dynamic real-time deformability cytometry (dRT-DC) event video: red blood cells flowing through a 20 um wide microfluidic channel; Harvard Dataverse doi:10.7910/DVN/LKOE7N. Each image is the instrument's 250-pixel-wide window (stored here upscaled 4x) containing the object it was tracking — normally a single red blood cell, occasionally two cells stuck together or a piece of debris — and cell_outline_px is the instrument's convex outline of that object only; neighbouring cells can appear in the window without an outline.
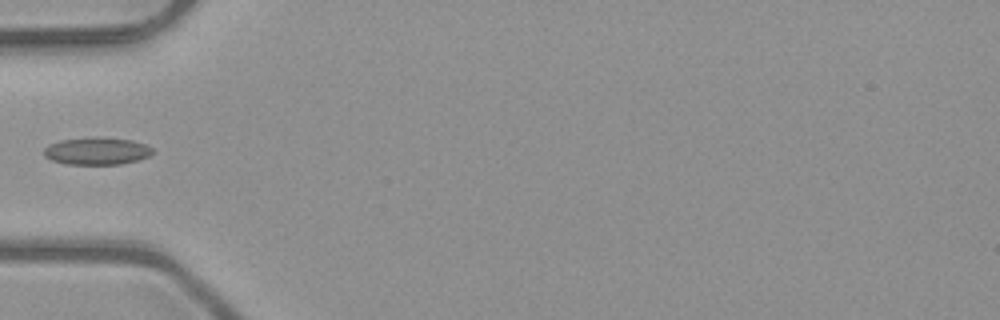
{"species": "common noctule bat (a hibernating species)", "species_latin": "Nyctalus noctula", "temperature_condition": "room temperature", "stored_images_in_passage": 6, "camera_frame_rate_fps": 3000, "um_per_image_px": 0.085, "animal": {"sex": "male", "body_mass_g": 23.1, "forearm_length_mm": 52.7}, "frame": {"image": 1, "passage_image": 5, "time_ms": 1.333, "image_size_px": [1000, 320], "cell_outline_px": [[152, 152], [148, 156], [136, 160], [120, 164], [64, 164], [52, 160], [44, 156], [44, 148], [48, 144], [60, 140], [132, 140], [144, 144], [152, 148]], "centroid_in_image_um": [8.18, 12.89], "position_along_channel_um": 76.8, "area_um2": 16.3}}
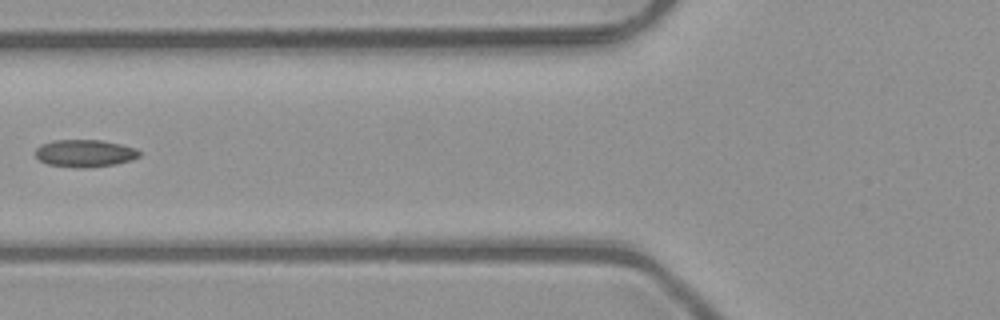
{"frame": {"image": 2, "passage_image": 6, "time_ms": 1.667, "image_size_px": [1000, 320], "cell_outline_px": [[140, 156], [132, 160], [116, 164], [84, 168], [76, 168], [48, 164], [40, 160], [36, 156], [36, 148], [40, 144], [52, 140], [104, 140], [136, 148], [140, 152]], "centroid_in_image_um": [7.22, 13.02], "position_along_channel_um": 118.6, "area_um2": 16.7}}